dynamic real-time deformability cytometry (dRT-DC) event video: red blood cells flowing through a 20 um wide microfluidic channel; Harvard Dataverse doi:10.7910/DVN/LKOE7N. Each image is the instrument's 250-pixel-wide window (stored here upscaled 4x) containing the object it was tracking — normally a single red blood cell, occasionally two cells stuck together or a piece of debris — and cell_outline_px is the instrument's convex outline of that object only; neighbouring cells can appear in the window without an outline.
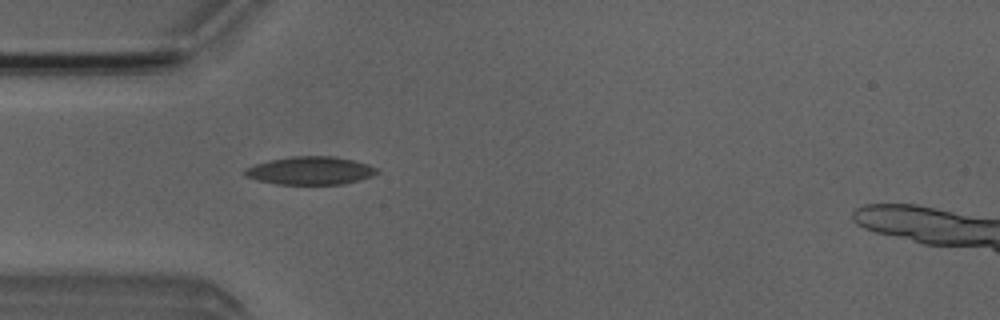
{"species": "Egyptian fruit bat (a non-hibernating species)", "species_latin": "Rousettus aegyptiacus", "temperature_condition": "room temperature", "stored_images_in_passage": 5, "camera_frame_rate_fps": 3000, "um_per_image_px": 0.085, "animal": {"sex": "male"}, "frame": {"image": 1, "passage_image": 5, "time_ms": 4.333, "image_size_px": [1000, 320], "cell_outline_px": [[380, 172], [372, 176], [360, 180], [344, 184], [276, 184], [256, 180], [244, 176], [244, 168], [268, 160], [292, 156], [336, 156], [368, 164], [376, 168]], "centroid_in_image_um": [26.37, 14.5], "position_along_channel_um": 58.6, "area_um2": 21.73}}